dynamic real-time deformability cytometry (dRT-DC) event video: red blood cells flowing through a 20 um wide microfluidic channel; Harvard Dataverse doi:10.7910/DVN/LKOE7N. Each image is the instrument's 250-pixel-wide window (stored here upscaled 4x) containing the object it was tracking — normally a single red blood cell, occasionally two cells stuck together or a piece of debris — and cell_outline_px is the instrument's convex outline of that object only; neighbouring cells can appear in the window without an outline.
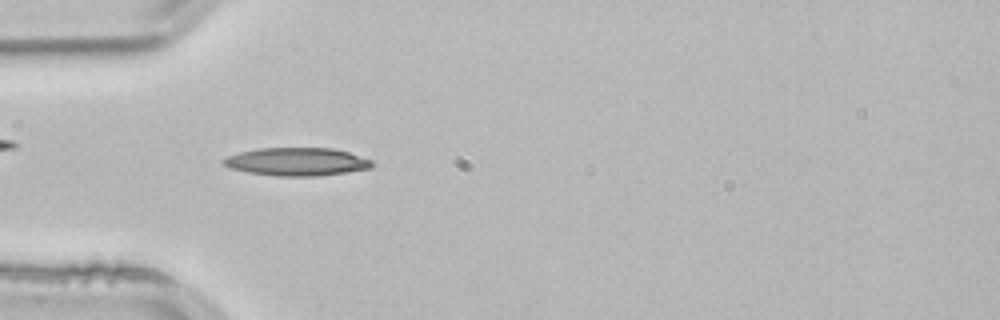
{"species": "common noctule bat (a hibernating species)", "species_latin": "Nyctalus noctula", "temperature_condition": "room temperature", "stored_images_in_passage": 44, "camera_frame_rate_fps": 3000, "um_per_image_px": 0.085, "animal": {"sex": "male", "body_mass_g": 21.5, "forearm_length_mm": 52.0}, "frame": {"image": 1, "passage_image": 7, "time_ms": 2.0, "image_size_px": [1000, 320], "cell_outline_px": [[372, 168], [320, 176], [276, 176], [248, 172], [232, 168], [224, 164], [220, 160], [228, 156], [240, 152], [260, 148], [332, 148], [348, 152], [372, 160]], "centroid_in_image_um": [25.24, 13.75], "position_along_channel_um": 59.8, "area_um2": 24.16}, "authors_computed_cell_mechanics": {"area_um2": 22.1952, "velocity_mm_per_s": 3.8381, "shape_relaxation_time_tau1_ms": 7.9634, "shape_relaxation_time_tau2_ms": 5.07, "deformation_change_tau1": 0.1851, "deformation_change_tau2": 0.1739}}